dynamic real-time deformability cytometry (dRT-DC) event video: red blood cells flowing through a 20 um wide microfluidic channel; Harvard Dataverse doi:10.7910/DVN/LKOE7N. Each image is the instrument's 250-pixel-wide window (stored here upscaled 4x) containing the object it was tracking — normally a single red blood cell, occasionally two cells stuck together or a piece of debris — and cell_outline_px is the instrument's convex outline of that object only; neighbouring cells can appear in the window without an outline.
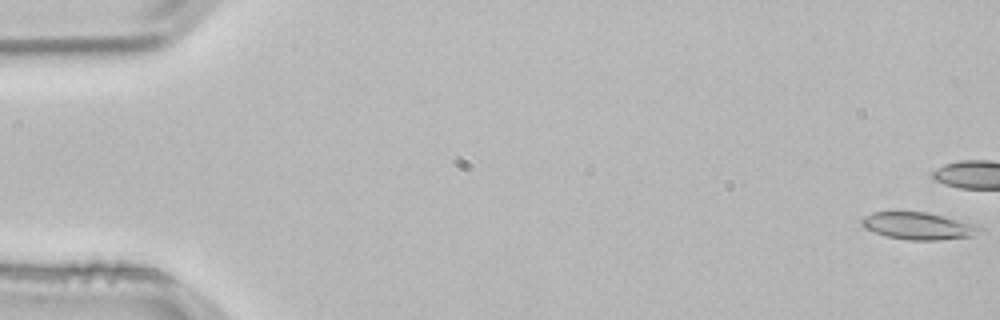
{"species": "common noctule bat (a hibernating species)", "species_latin": "Nyctalus noctula", "temperature_condition": "room temperature", "stored_images_in_passage": 54, "camera_frame_rate_fps": 3000, "um_per_image_px": 0.085, "animal": {"sex": "male", "body_mass_g": 21.5, "forearm_length_mm": 52.0}, "frame": {"image": 1, "passage_image": 1, "time_ms": 0.0, "image_size_px": [1000, 320], "cell_outline_px": [[984, 228], [972, 236], [936, 240], [908, 240], [884, 236], [864, 228], [860, 224], [860, 220], [864, 216], [872, 212], [928, 212], [972, 224]], "centroid_in_image_um": [77.98, 19.21], "position_along_channel_um": 7.0, "area_um2": 18.55}}
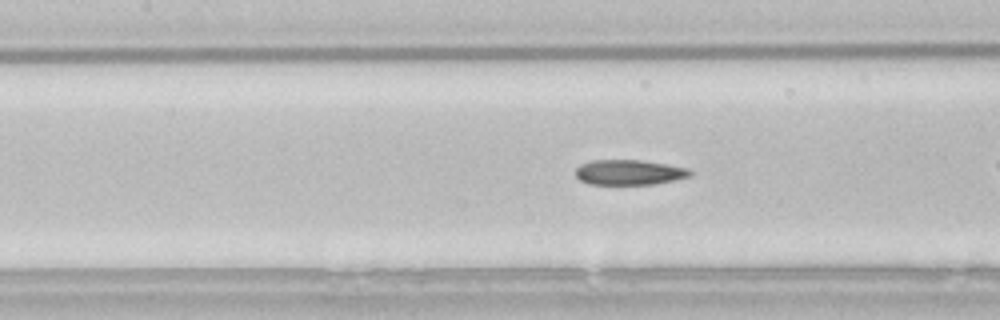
{"frame": {"image": 2, "passage_image": 24, "time_ms": 7.667, "image_size_px": [1000, 320], "cell_outline_px": [[692, 172], [688, 176], [672, 180], [652, 184], [588, 184], [580, 180], [576, 176], [576, 168], [580, 164], [592, 160], [640, 160], [668, 164], [688, 168]], "centroid_in_image_um": [53.44, 14.64], "position_along_channel_um": 154.0, "area_um2": 16.65}, "authors_computed_cell_mechanics": {"area_um2": 17.6868, "velocity_mm_per_s": 3.825, "shape_relaxation_time_tau1_ms": null, "shape_relaxation_time_tau2_ms": 7.7586, "deformation_change_tau1": null, "deformation_change_tau2": 0.1041}}